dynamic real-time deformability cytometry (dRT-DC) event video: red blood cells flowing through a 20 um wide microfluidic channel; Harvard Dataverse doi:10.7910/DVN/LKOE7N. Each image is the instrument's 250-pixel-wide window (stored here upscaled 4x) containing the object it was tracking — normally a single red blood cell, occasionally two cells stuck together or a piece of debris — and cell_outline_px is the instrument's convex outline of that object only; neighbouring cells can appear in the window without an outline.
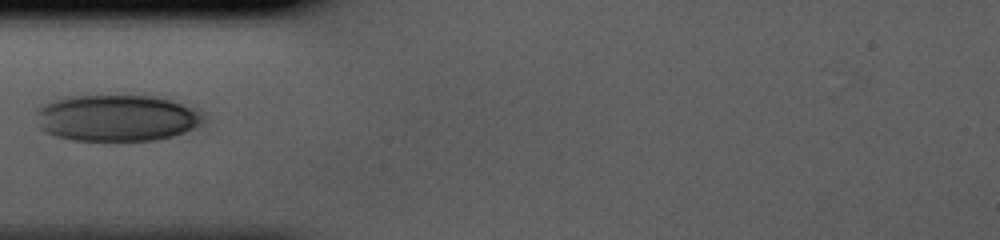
{"species": "human", "species_latin": "Homo sapiens", "temperature_condition": "cold", "stored_images_in_passage": 30, "camera_frame_rate_fps": 3000, "um_per_image_px": 0.085, "donor": {"sex": "male"}, "frame": {"image": 1, "passage_image": 1, "time_ms": 0.0, "image_size_px": [1000, 240], "cell_outline_px": [[204, 124], [196, 128], [172, 136], [156, 140], [72, 140], [56, 136], [44, 132], [40, 128], [40, 108], [44, 104], [56, 100], [76, 96], [148, 96], [168, 100], [200, 108], [204, 116]], "centroid_in_image_um": [10.03, 10.04], "position_along_channel_um": 75.0, "area_um2": 44.97}}
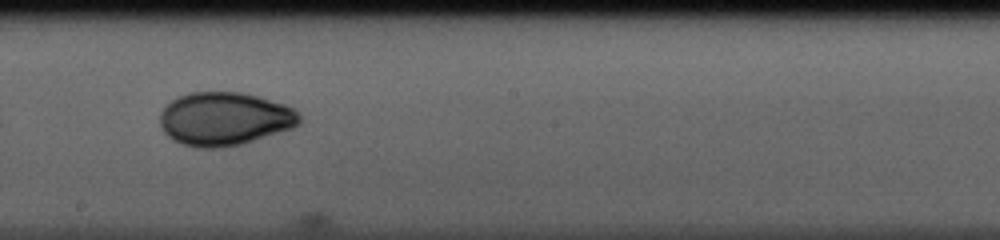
{"frame": {"image": 2, "passage_image": 12, "time_ms": 3.667, "image_size_px": [1000, 240], "cell_outline_px": [[300, 124], [292, 128], [240, 144], [220, 148], [196, 148], [172, 140], [164, 132], [160, 124], [160, 112], [172, 100], [180, 96], [192, 92], [240, 92], [256, 96], [284, 104], [292, 108], [300, 116]], "centroid_in_image_um": [19.06, 10.11], "position_along_channel_um": 229.1, "area_um2": 43.06}}
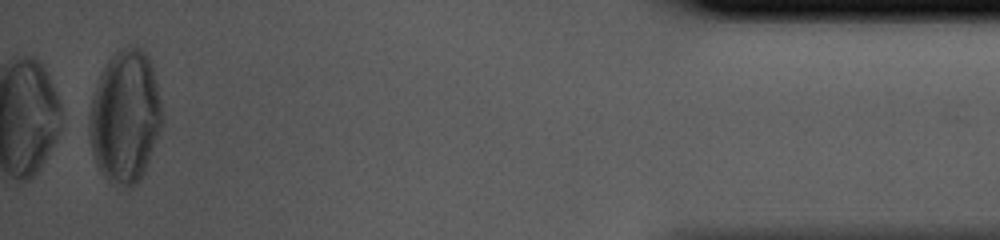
{"frame": {"image": 3, "passage_image": 30, "time_ms": 9.667, "image_size_px": [1000, 240], "cell_outline_px": [[164, 124], [148, 164], [140, 180], [132, 188], [124, 188], [112, 184], [104, 180], [96, 164], [92, 152], [88, 136], [88, 112], [92, 96], [96, 84], [104, 64], [120, 48], [132, 44], [144, 48], [152, 64], [164, 112]], "centroid_in_image_um": [10.65, 9.93], "position_along_channel_um": 424.6, "area_um2": 58.2}}